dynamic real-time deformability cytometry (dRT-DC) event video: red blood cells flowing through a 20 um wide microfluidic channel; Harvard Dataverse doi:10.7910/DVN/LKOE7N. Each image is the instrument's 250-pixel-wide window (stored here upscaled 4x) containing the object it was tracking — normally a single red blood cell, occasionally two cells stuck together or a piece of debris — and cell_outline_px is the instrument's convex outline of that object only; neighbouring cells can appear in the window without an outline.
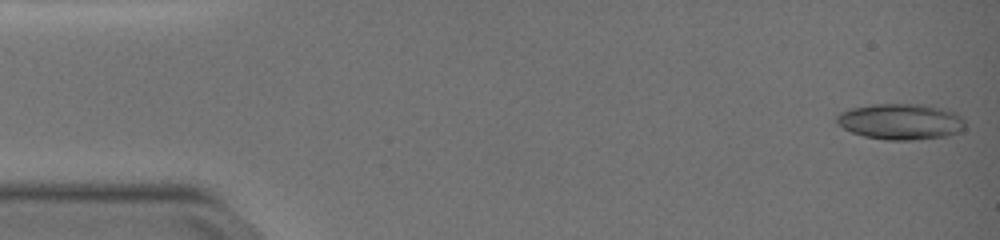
{"species": "common noctule bat (a hibernating species)", "species_latin": "Nyctalus noctula", "temperature_condition": "warm", "stored_images_in_passage": 16, "camera_frame_rate_fps": 3000, "um_per_image_px": 0.085, "animal": {"sex": "female", "body_mass_g": 19.0, "forearm_length_mm": 51.5}, "frame": {"image": 1, "passage_image": 1, "time_ms": 0.0, "image_size_px": [1000, 240], "cell_outline_px": [[964, 128], [960, 132], [948, 136], [912, 140], [884, 140], [864, 136], [852, 132], [836, 124], [836, 116], [840, 112], [852, 108], [872, 104], [924, 104], [956, 112], [964, 120]], "centroid_in_image_um": [76.56, 10.34], "position_along_channel_um": 8.4, "area_um2": 27.05}}
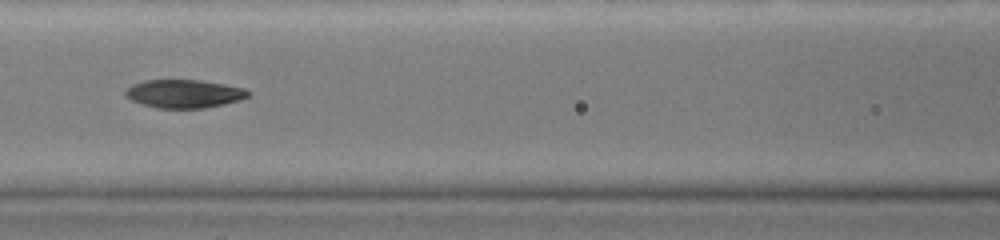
{"frame": {"image": 2, "passage_image": 12, "time_ms": 3.667, "image_size_px": [1000, 240], "cell_outline_px": [[252, 92], [248, 96], [240, 100], [224, 104], [204, 108], [156, 108], [140, 104], [124, 96], [124, 92], [132, 84], [144, 80], [200, 80], [224, 84], [244, 88]], "centroid_in_image_um": [15.63, 7.97], "position_along_channel_um": 151.0, "area_um2": 20.35}}
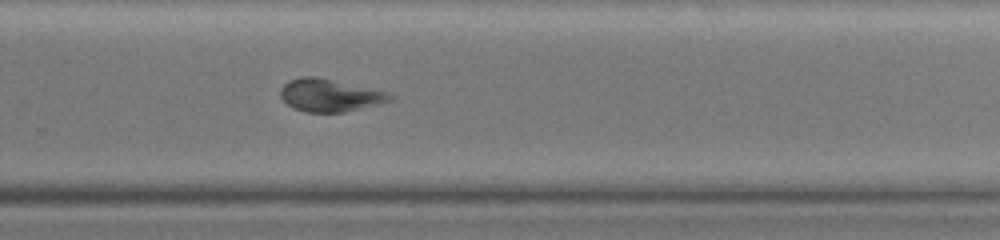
{"frame": {"image": 3, "passage_image": 16, "time_ms": 5.0, "image_size_px": [1000, 240], "cell_outline_px": [[396, 96], [392, 100], [344, 112], [304, 112], [292, 108], [280, 96], [280, 88], [288, 80], [300, 76], [316, 76], [388, 92]], "centroid_in_image_um": [28.0, 8.09], "position_along_channel_um": 301.8, "area_um2": 20.81}}